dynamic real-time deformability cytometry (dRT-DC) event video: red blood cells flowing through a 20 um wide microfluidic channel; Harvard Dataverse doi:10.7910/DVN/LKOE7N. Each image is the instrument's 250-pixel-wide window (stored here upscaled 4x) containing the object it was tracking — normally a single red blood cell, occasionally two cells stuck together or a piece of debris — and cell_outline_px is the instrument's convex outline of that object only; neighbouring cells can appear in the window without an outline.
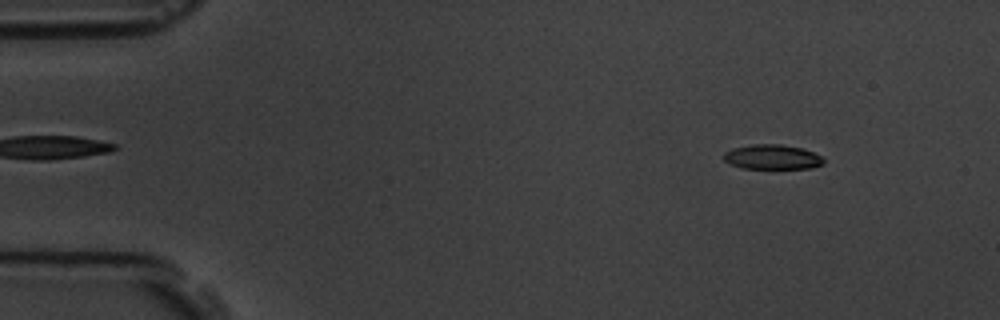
{"species": "common noctule bat (a hibernating species)", "species_latin": "Nyctalus noctula", "temperature_condition": "room temperature", "stored_images_in_passage": 4, "camera_frame_rate_fps": 3000, "um_per_image_px": 0.085, "animal": {"sex": "male", "body_mass_g": 19.5, "forearm_length_mm": 54.6}, "frame": {"image": 1, "passage_image": 1, "time_ms": 0.0, "image_size_px": [1000, 320], "cell_outline_px": [[824, 164], [812, 168], [740, 168], [728, 164], [724, 160], [724, 152], [732, 148], [752, 144], [780, 144], [804, 148], [820, 156], [824, 160]], "centroid_in_image_um": [65.62, 13.34], "position_along_channel_um": 19.4, "area_um2": 14.51}}